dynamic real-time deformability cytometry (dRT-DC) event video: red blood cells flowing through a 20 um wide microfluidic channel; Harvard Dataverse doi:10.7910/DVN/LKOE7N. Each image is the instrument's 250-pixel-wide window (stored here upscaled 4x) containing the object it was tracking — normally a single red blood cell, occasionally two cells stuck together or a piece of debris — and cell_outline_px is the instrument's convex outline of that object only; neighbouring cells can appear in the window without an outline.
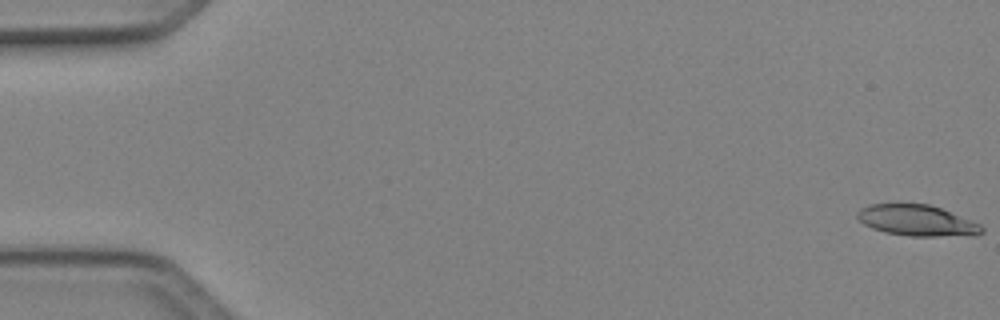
{"species": "Egyptian fruit bat (a non-hibernating species)", "species_latin": "Rousettus aegyptiacus", "temperature_condition": "cold", "stored_images_in_passage": 50, "camera_frame_rate_fps": 3000, "um_per_image_px": 0.085, "animal": {"sex": "female"}, "frame": {"image": 1, "passage_image": 1, "time_ms": 0.0, "image_size_px": [1000, 320], "cell_outline_px": [[984, 232], [976, 236], [908, 236], [884, 232], [872, 228], [864, 224], [856, 216], [856, 212], [860, 208], [868, 204], [896, 200], [900, 200], [928, 204], [940, 208], [980, 224], [984, 228]], "centroid_in_image_um": [77.88, 18.69], "position_along_channel_um": 7.1, "area_um2": 23.47}}
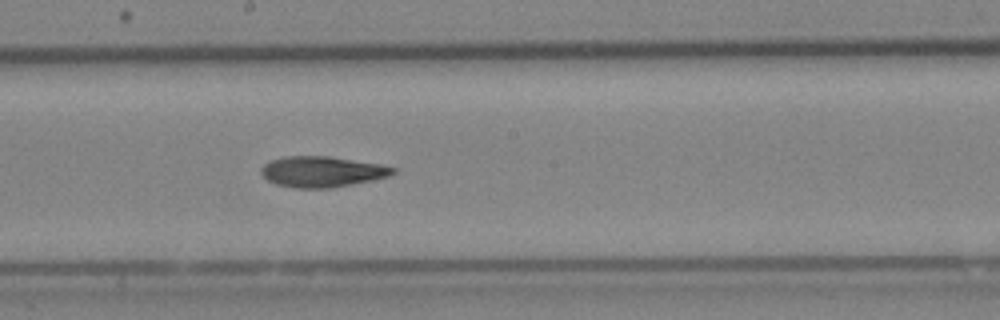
{"frame": {"image": 2, "passage_image": 28, "time_ms": 9.0, "image_size_px": [1000, 320], "cell_outline_px": [[396, 172], [388, 176], [372, 180], [332, 188], [292, 188], [276, 184], [268, 180], [260, 172], [260, 168], [264, 164], [272, 160], [284, 156], [328, 156], [380, 164], [396, 168]], "centroid_in_image_um": [27.35, 14.59], "position_along_channel_um": 220.8, "area_um2": 23.58}}
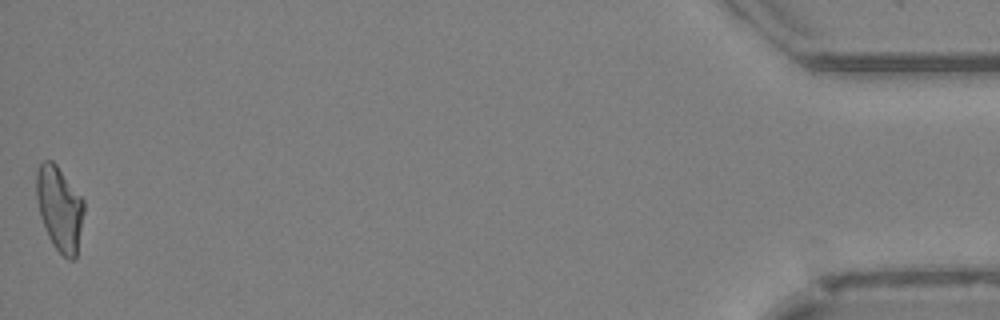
{"frame": {"image": 3, "passage_image": 50, "time_ms": 16.333, "image_size_px": [1000, 320], "cell_outline_px": [[84, 212], [76, 256], [72, 260], [68, 260], [52, 244], [48, 236], [40, 216], [36, 200], [36, 172], [40, 164], [44, 160], [52, 160], [56, 164], [84, 200]], "centroid_in_image_um": [5.05, 17.71], "position_along_channel_um": 430.2, "area_um2": 23.35}, "authors_computed_cell_mechanics": {"area_um2": 23.2934, "velocity_mm_per_s": 4.1351, "shape_relaxation_time_tau1_ms": 9.5883, "shape_relaxation_time_tau2_ms": 6.8905, "deformation_change_tau1": 0.237, "deformation_change_tau2": 0.1684}}